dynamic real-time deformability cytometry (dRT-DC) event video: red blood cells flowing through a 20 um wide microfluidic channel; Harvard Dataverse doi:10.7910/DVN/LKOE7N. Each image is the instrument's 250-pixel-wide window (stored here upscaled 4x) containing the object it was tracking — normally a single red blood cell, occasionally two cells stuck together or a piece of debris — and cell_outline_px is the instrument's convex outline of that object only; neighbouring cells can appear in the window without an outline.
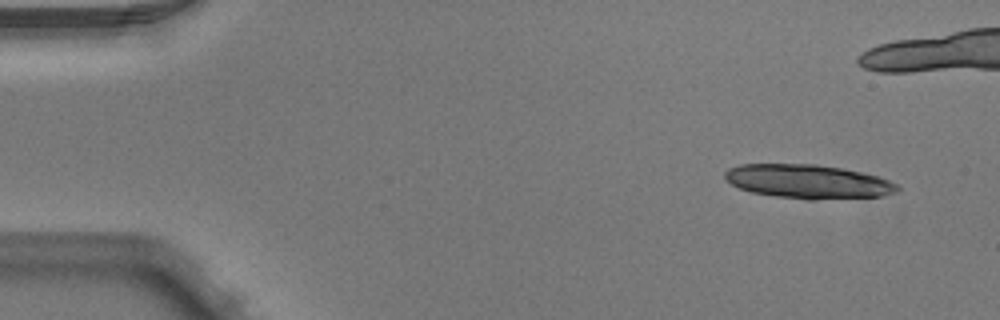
{"species": "Egyptian fruit bat (a non-hibernating species)", "species_latin": "Rousettus aegyptiacus", "temperature_condition": "warm", "stored_images_in_passage": 6, "camera_frame_rate_fps": 3000, "um_per_image_px": 0.085, "animal": {"sex": "male"}, "frame": {"image": 1, "passage_image": 1, "time_ms": 0.0, "image_size_px": [1000, 320], "cell_outline_px": [[900, 188], [896, 192], [880, 196], [812, 200], [808, 200], [776, 196], [752, 192], [740, 188], [724, 180], [724, 172], [728, 168], [740, 164], [816, 164], [844, 168], [880, 176], [896, 184]], "centroid_in_image_um": [68.67, 15.42], "position_along_channel_um": 16.3, "area_um2": 34.28}}
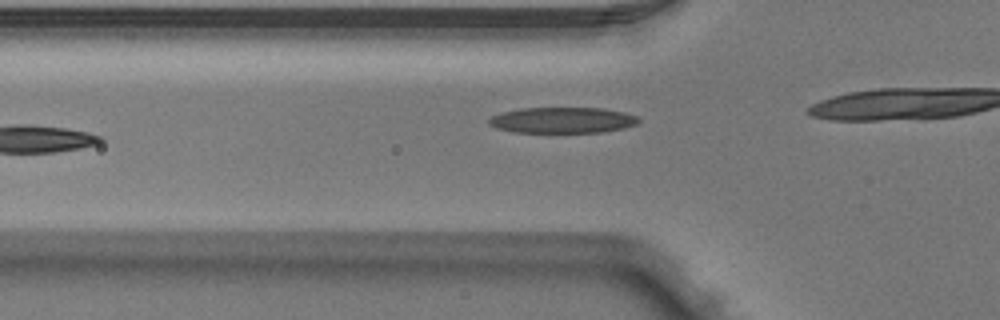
{"frame": {"image": 2, "passage_image": 5, "time_ms": 1.333, "image_size_px": [1000, 320], "cell_outline_px": [[640, 120], [636, 124], [624, 128], [600, 132], [512, 132], [496, 128], [488, 124], [488, 120], [492, 116], [504, 112], [520, 108], [604, 108], [624, 112], [636, 116]], "centroid_in_image_um": [47.8, 10.21], "position_along_channel_um": 78.0, "area_um2": 22.48}}